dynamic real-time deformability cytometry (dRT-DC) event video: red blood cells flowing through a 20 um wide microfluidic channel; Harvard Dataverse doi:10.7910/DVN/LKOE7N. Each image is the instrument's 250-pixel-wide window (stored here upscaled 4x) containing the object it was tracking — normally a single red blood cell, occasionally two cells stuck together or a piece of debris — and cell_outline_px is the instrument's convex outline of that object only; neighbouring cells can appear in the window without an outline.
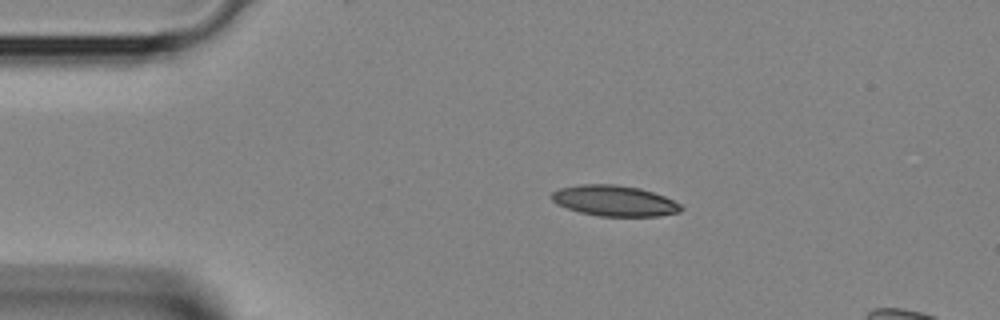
{"species": "Egyptian fruit bat (a non-hibernating species)", "species_latin": "Rousettus aegyptiacus", "temperature_condition": "room temperature", "stored_images_in_passage": 33, "camera_frame_rate_fps": 3000, "um_per_image_px": 0.085, "animal": {"sex": "female"}, "frame": {"image": 1, "passage_image": 2, "time_ms": 0.333, "image_size_px": [1000, 320], "cell_outline_px": [[684, 208], [680, 212], [660, 216], [600, 216], [580, 212], [556, 204], [548, 196], [552, 192], [560, 188], [580, 184], [616, 184], [640, 188], [664, 196], [680, 204]], "centroid_in_image_um": [52.21, 17.06], "position_along_channel_um": 32.8, "area_um2": 23.24}}
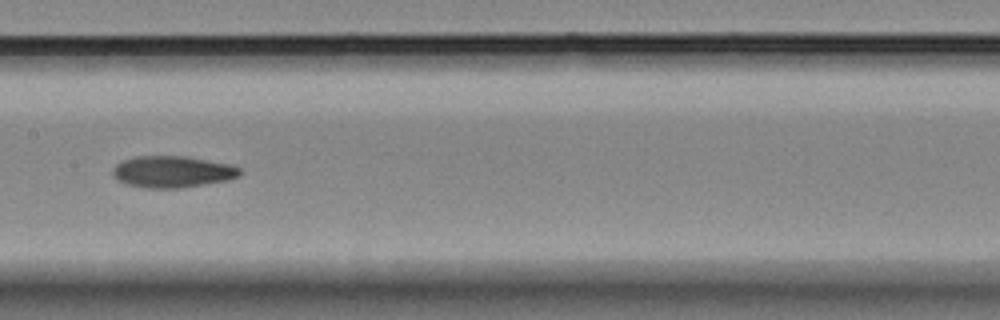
{"frame": {"image": 2, "passage_image": 14, "time_ms": 4.333, "image_size_px": [1000, 320], "cell_outline_px": [[244, 172], [240, 176], [228, 180], [180, 188], [144, 188], [128, 184], [116, 180], [112, 176], [112, 168], [120, 160], [136, 156], [188, 156], [232, 164], [240, 168]], "centroid_in_image_um": [14.66, 14.59], "position_along_channel_um": 192.7, "area_um2": 23.87}}
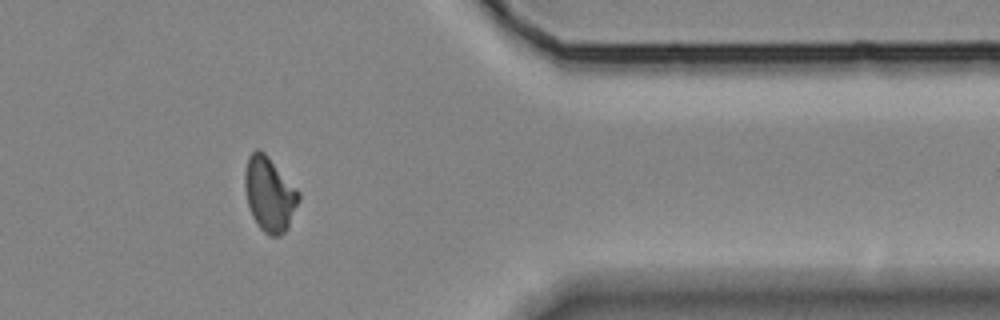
{"frame": {"image": 3, "passage_image": 27, "time_ms": 8.667, "image_size_px": [1000, 320], "cell_outline_px": [[300, 200], [288, 228], [280, 236], [268, 236], [260, 228], [252, 216], [248, 204], [244, 188], [244, 172], [248, 156], [256, 148], [260, 148], [268, 156], [300, 192]], "centroid_in_image_um": [22.9, 16.5], "position_along_channel_um": 388.5, "area_um2": 23.58}}